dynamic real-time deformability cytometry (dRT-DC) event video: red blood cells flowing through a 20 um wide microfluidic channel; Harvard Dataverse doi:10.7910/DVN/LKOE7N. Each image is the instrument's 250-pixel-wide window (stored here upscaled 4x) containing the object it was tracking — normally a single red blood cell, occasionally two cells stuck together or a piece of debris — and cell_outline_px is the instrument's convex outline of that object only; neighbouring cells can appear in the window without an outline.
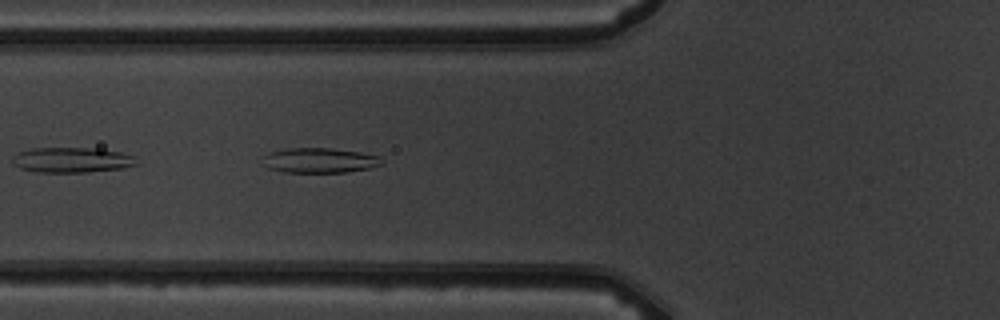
{"species": "common noctule bat (a hibernating species)", "species_latin": "Nyctalus noctula", "temperature_condition": "warm", "stored_images_in_passage": 5, "camera_frame_rate_fps": 3000, "um_per_image_px": 0.085, "animal": {"sex": "male", "body_mass_g": 19.5, "forearm_length_mm": 54.6}, "frame": {"image": 1, "passage_image": 5, "time_ms": 5.333, "image_size_px": [1000, 320], "cell_outline_px": [[384, 164], [368, 168], [344, 172], [284, 172], [268, 168], [264, 156], [268, 152], [284, 148], [328, 148], [360, 152], [380, 156]], "centroid_in_image_um": [27.19, 13.62], "position_along_channel_um": 98.6, "area_um2": 17.17}}